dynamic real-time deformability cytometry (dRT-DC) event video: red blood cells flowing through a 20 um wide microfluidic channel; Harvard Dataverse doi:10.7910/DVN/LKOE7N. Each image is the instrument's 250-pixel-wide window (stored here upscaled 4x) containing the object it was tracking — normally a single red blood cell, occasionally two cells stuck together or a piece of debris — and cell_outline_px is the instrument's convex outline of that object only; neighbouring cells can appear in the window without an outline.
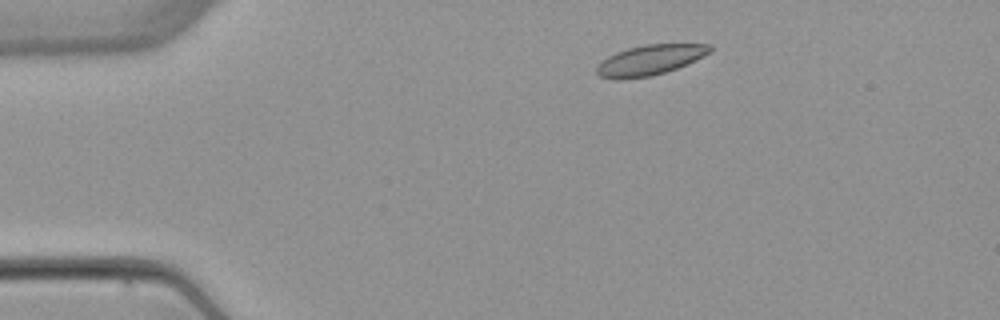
{"species": "common noctule bat (a hibernating species)", "species_latin": "Nyctalus noctula", "temperature_condition": "warm", "stored_images_in_passage": 5, "camera_frame_rate_fps": 3000, "um_per_image_px": 0.085, "animal": {"sex": "female", "body_mass_g": 22.7, "forearm_length_mm": 54.2}, "frame": {"image": 1, "passage_image": 2, "time_ms": 1.333, "image_size_px": [1000, 320], "cell_outline_px": [[712, 52], [688, 64], [664, 72], [648, 76], [600, 76], [596, 72], [596, 68], [608, 56], [616, 52], [628, 48], [644, 44], [712, 44]], "centroid_in_image_um": [55.37, 5.04], "position_along_channel_um": 29.6, "area_um2": 19.13}}
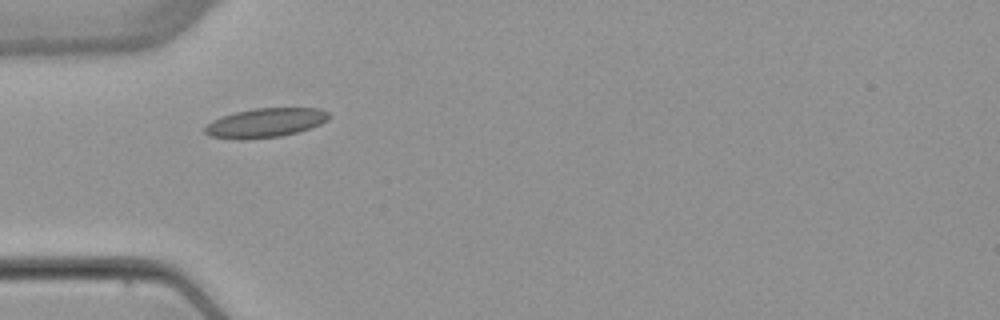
{"frame": {"image": 2, "passage_image": 4, "time_ms": 3.667, "image_size_px": [1000, 320], "cell_outline_px": [[332, 116], [328, 120], [320, 124], [296, 132], [280, 136], [244, 140], [240, 140], [208, 136], [204, 132], [204, 128], [212, 120], [236, 112], [256, 108], [320, 108], [328, 112]], "centroid_in_image_um": [22.56, 10.44], "position_along_channel_um": 62.4, "area_um2": 21.1}}
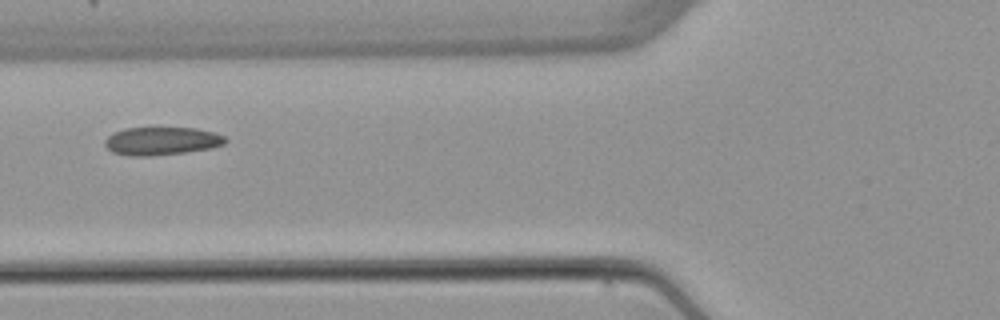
{"frame": {"image": 3, "passage_image": 5, "time_ms": 5.0, "image_size_px": [1000, 320], "cell_outline_px": [[228, 140], [224, 144], [212, 148], [184, 152], [152, 156], [128, 156], [112, 152], [104, 144], [104, 140], [112, 132], [124, 128], [196, 128], [212, 132], [224, 136]], "centroid_in_image_um": [13.71, 11.99], "position_along_channel_um": 112.1, "area_um2": 19.77}}